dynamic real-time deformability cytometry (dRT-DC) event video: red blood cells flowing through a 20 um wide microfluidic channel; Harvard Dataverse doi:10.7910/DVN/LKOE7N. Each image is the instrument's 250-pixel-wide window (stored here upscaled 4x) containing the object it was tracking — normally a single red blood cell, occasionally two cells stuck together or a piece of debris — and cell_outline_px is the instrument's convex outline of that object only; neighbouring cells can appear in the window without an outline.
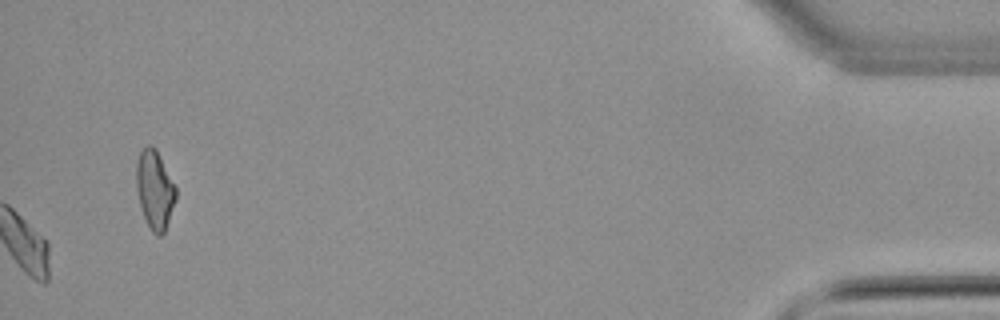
{"species": "common noctule bat (a hibernating species)", "species_latin": "Nyctalus noctula", "temperature_condition": "warm", "stored_images_in_passage": 39, "camera_frame_rate_fps": 3000, "um_per_image_px": 0.085, "animal": {"sex": "male", "body_mass_g": 21.5, "forearm_length_mm": 52.0}, "frame": {"image": 1, "passage_image": 39, "time_ms": 12.667, "image_size_px": [1000, 320], "cell_outline_px": [[176, 200], [164, 232], [160, 236], [156, 236], [152, 232], [144, 216], [140, 204], [136, 188], [136, 164], [140, 152], [148, 144], [152, 144], [156, 148], [176, 188]], "centroid_in_image_um": [13.15, 16.11], "position_along_channel_um": 422.1, "area_um2": 17.98}, "authors_computed_cell_mechanics": {"area_um2": 17.9758, "velocity_mm_per_s": 3.7497, "shape_relaxation_time_tau1_ms": 6.3803, "shape_relaxation_time_tau2_ms": null, "deformation_change_tau1": 0.176, "deformation_change_tau2": null}}